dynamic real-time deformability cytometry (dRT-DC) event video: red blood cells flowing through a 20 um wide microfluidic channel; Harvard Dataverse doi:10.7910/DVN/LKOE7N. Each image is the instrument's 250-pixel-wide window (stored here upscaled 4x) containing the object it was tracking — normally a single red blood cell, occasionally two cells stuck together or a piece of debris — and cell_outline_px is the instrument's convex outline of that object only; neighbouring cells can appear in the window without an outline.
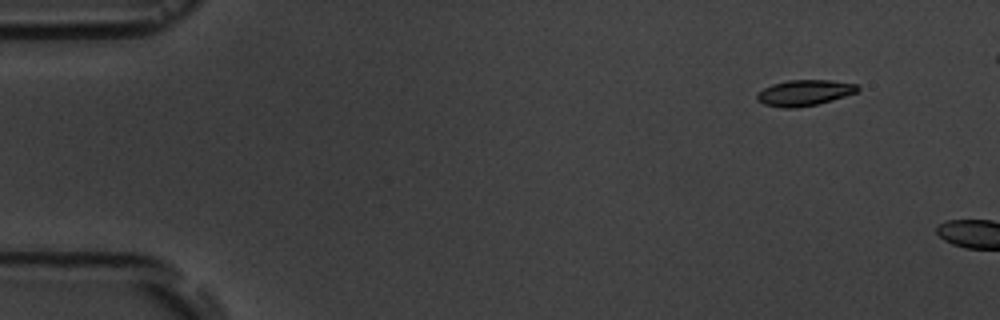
{"species": "common noctule bat (a hibernating species)", "species_latin": "Nyctalus noctula", "temperature_condition": "room temperature", "stored_images_in_passage": 5, "segment_of_instrument_passage": [2, 2], "camera_frame_rate_fps": 3000, "um_per_image_px": 0.085, "animal": {"sex": "male", "body_mass_g": 19.5, "forearm_length_mm": 54.6}, "frame": {"image": 1, "passage_image": 5, "time_ms": 5.333, "image_size_px": [1000, 320], "cell_outline_px": [[860, 88], [856, 92], [832, 100], [816, 104], [796, 108], [784, 108], [764, 104], [756, 100], [756, 96], [764, 88], [772, 84], [788, 80], [828, 80], [856, 84]], "centroid_in_image_um": [68.35, 7.89], "position_along_channel_um": 16.6, "area_um2": 14.97}}